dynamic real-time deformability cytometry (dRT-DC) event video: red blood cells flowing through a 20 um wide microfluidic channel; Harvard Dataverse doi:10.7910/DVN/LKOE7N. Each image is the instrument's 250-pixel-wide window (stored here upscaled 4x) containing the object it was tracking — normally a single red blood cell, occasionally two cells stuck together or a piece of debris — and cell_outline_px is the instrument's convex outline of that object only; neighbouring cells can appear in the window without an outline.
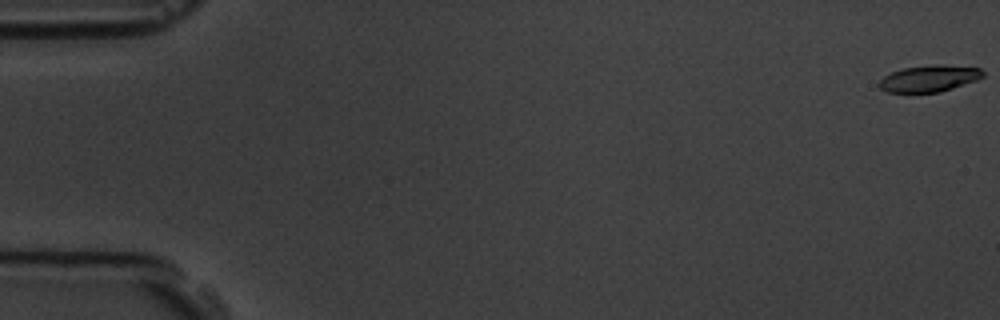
{"species": "common noctule bat (a hibernating species)", "species_latin": "Nyctalus noctula", "temperature_condition": "room temperature", "stored_images_in_passage": 6, "camera_frame_rate_fps": 3000, "um_per_image_px": 0.085, "animal": {"sex": "male", "body_mass_g": 19.5, "forearm_length_mm": 54.6}, "frame": {"image": 1, "passage_image": 1, "time_ms": 0.0, "image_size_px": [1000, 320], "cell_outline_px": [[984, 76], [976, 80], [940, 92], [888, 92], [880, 88], [880, 80], [884, 76], [892, 72], [904, 68], [932, 64], [944, 64], [980, 68], [984, 72]], "centroid_in_image_um": [79.01, 6.65], "position_along_channel_um": 6.0, "area_um2": 15.95}}
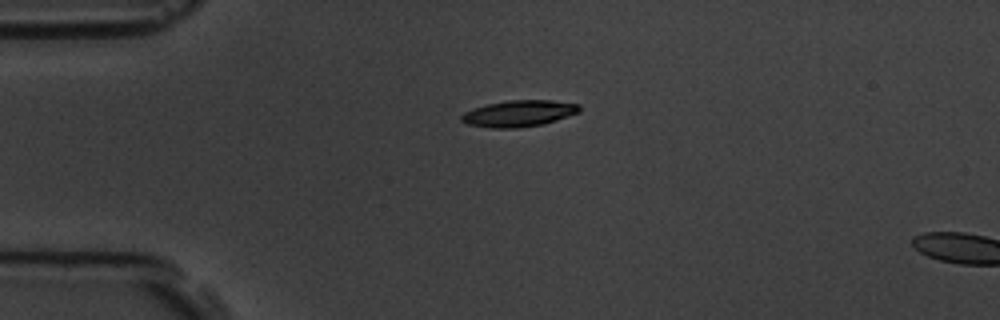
{"frame": {"image": 2, "passage_image": 5, "time_ms": 4.333, "image_size_px": [1000, 320], "cell_outline_px": [[580, 112], [544, 124], [520, 128], [492, 128], [468, 124], [460, 120], [460, 116], [464, 112], [472, 108], [488, 104], [508, 100], [552, 100], [580, 104]], "centroid_in_image_um": [44.1, 9.64], "position_along_channel_um": 40.9, "area_um2": 18.26}}